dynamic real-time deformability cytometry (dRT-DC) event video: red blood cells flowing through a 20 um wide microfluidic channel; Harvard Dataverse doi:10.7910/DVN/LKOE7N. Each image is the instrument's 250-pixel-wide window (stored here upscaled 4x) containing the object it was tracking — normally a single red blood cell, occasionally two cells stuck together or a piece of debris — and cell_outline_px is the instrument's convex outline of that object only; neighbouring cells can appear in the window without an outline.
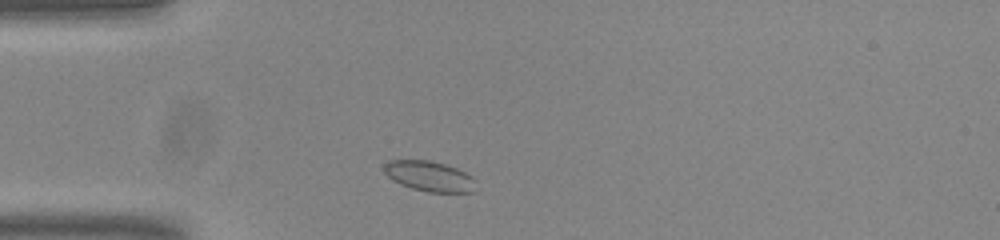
{"species": "common noctule bat (a hibernating species)", "species_latin": "Nyctalus noctula", "temperature_condition": "room temperature", "stored_images_in_passage": 42, "camera_frame_rate_fps": 3000, "um_per_image_px": 0.085, "animal": {"sex": "male", "body_mass_g": 20.0, "forearm_length_mm": 53.3}, "frame": {"image": 1, "passage_image": 3, "time_ms": 0.667, "image_size_px": [1000, 240], "cell_outline_px": [[476, 192], [428, 192], [412, 188], [400, 184], [392, 180], [384, 172], [384, 164], [388, 160], [428, 160], [444, 164], [456, 168], [472, 176], [476, 180]], "centroid_in_image_um": [36.51, 14.98], "position_along_channel_um": 48.5, "area_um2": 16.3}}
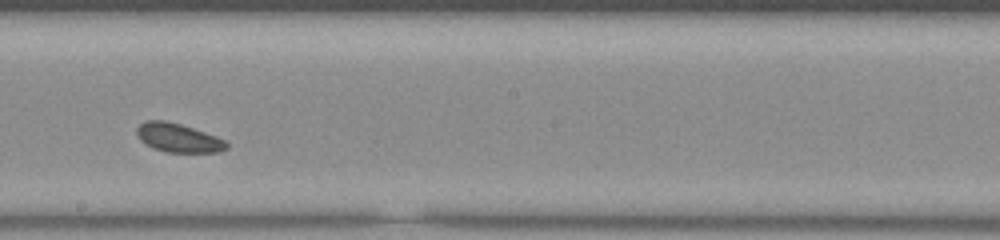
{"frame": {"image": 2, "passage_image": 19, "time_ms": 6.0, "image_size_px": [1000, 240], "cell_outline_px": [[228, 148], [220, 152], [164, 152], [152, 148], [144, 144], [136, 136], [136, 128], [140, 124], [148, 120], [164, 120], [180, 124], [216, 136], [224, 140], [228, 144]], "centroid_in_image_um": [15.11, 11.72], "position_along_channel_um": 233.1, "area_um2": 15.14}}
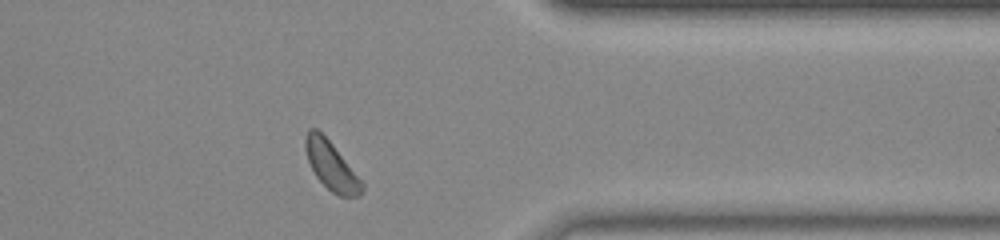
{"frame": {"image": 3, "passage_image": 32, "time_ms": 10.333, "image_size_px": [1000, 240], "cell_outline_px": [[364, 188], [360, 196], [340, 196], [332, 192], [316, 176], [308, 160], [304, 148], [304, 140], [308, 128], [316, 128], [332, 144], [364, 184]], "centroid_in_image_um": [28.14, 14.08], "position_along_channel_um": 383.3, "area_um2": 15.61}, "authors_computed_cell_mechanics": {"area_um2": 15.6349, "velocity_mm_per_s": 3.7382, "shape_relaxation_time_tau1_ms": null, "shape_relaxation_time_tau2_ms": 1.8342, "deformation_change_tau1": null, "deformation_change_tau2": 0.0474}}